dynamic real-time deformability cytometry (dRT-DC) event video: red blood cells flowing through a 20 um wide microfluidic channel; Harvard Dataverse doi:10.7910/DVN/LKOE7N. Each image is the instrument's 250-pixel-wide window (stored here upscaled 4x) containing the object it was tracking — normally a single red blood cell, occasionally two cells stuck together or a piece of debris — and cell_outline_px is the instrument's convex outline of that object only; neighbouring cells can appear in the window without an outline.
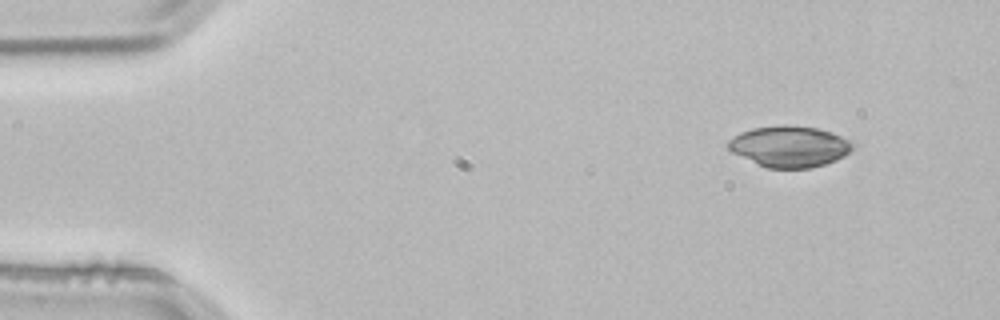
{"species": "common noctule bat (a hibernating species)", "species_latin": "Nyctalus noctula", "temperature_condition": "room temperature", "stored_images_in_passage": 3, "camera_frame_rate_fps": 3000, "um_per_image_px": 0.085, "animal": {"sex": "male", "body_mass_g": 21.5, "forearm_length_mm": 52.0}, "frame": {"image": 1, "passage_image": 1, "time_ms": 0.0, "image_size_px": [1000, 320], "cell_outline_px": [[856, 144], [844, 156], [836, 160], [812, 168], [768, 168], [756, 164], [732, 152], [724, 144], [728, 140], [740, 132], [752, 128], [784, 124], [820, 128], [832, 132]], "centroid_in_image_um": [67.08, 12.44], "position_along_channel_um": 17.9, "area_um2": 30.06}}
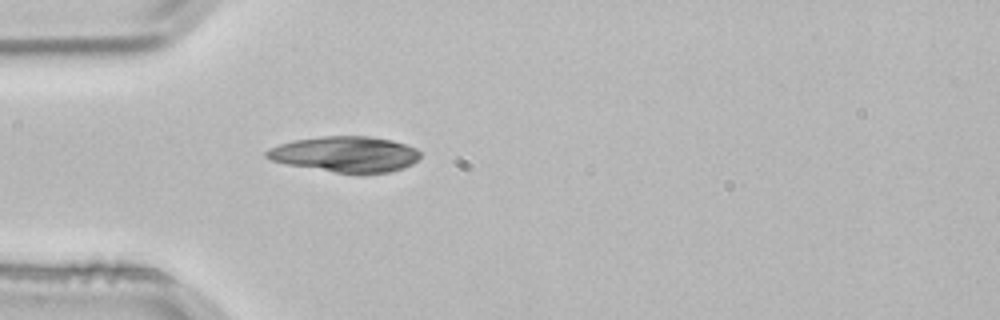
{"frame": {"image": 2, "passage_image": 3, "time_ms": 0.667, "image_size_px": [1000, 320], "cell_outline_px": [[420, 156], [412, 164], [388, 172], [360, 176], [356, 176], [284, 164], [272, 160], [264, 156], [264, 152], [268, 148], [280, 144], [296, 140], [324, 136], [368, 136], [392, 140], [416, 148], [420, 152]], "centroid_in_image_um": [29.34, 13.14], "position_along_channel_um": 55.7, "area_um2": 32.48}}